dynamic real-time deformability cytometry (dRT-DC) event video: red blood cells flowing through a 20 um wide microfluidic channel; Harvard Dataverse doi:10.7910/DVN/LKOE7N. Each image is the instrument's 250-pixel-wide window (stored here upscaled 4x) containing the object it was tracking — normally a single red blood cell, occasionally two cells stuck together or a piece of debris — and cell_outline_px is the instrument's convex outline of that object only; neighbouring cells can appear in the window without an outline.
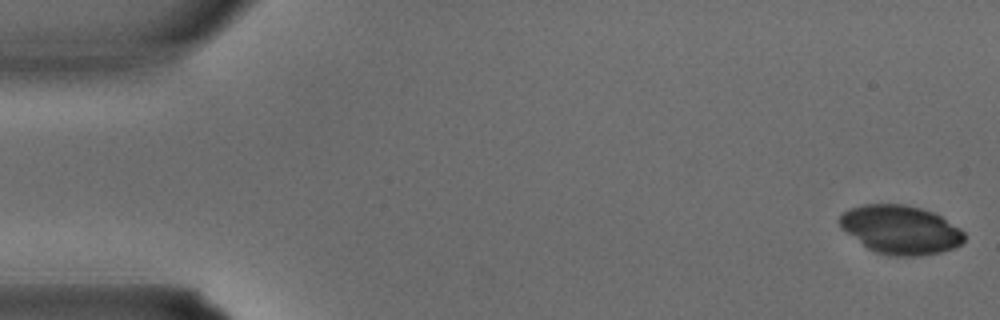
{"species": "common noctule bat (a hibernating species)", "species_latin": "Nyctalus noctula", "temperature_condition": "warm", "stored_images_in_passage": 4, "camera_frame_rate_fps": 3000, "um_per_image_px": 0.085, "animal": {"sex": "male", "body_mass_g": 15.6}, "frame": {"image": 1, "passage_image": 1, "time_ms": 0.0, "image_size_px": [1000, 320], "cell_outline_px": [[964, 240], [956, 248], [940, 252], [916, 256], [888, 256], [876, 252], [868, 248], [844, 232], [840, 228], [836, 220], [848, 208], [864, 204], [904, 204], [920, 208], [932, 212], [940, 216], [960, 228], [964, 232]], "centroid_in_image_um": [76.5, 19.52], "position_along_channel_um": 8.5, "area_um2": 35.6}}